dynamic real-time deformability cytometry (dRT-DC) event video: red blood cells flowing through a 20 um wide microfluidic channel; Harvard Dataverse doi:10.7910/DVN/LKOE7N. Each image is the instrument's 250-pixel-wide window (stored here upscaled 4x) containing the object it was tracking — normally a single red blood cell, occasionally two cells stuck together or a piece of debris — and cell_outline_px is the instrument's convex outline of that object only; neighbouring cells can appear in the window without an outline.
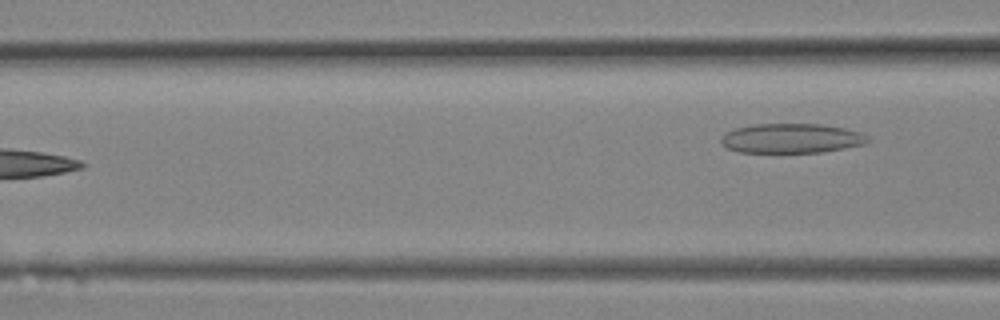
{"species": "Egyptian fruit bat (a non-hibernating species)", "species_latin": "Rousettus aegyptiacus", "temperature_condition": "room temperature", "stored_images_in_passage": 10, "segment_of_instrument_passage": [2, 2], "camera_frame_rate_fps": 3000, "um_per_image_px": 0.085, "animal": {"sex": "female"}, "frame": {"image": 1, "passage_image": 10, "time_ms": 3.0, "image_size_px": [1000, 320], "cell_outline_px": [[872, 140], [864, 144], [824, 152], [740, 152], [728, 148], [720, 140], [724, 132], [736, 128], [756, 124], [820, 124], [844, 128], [860, 132], [868, 136]], "centroid_in_image_um": [67.3, 11.75], "position_along_channel_um": 99.3, "area_um2": 25.2}}